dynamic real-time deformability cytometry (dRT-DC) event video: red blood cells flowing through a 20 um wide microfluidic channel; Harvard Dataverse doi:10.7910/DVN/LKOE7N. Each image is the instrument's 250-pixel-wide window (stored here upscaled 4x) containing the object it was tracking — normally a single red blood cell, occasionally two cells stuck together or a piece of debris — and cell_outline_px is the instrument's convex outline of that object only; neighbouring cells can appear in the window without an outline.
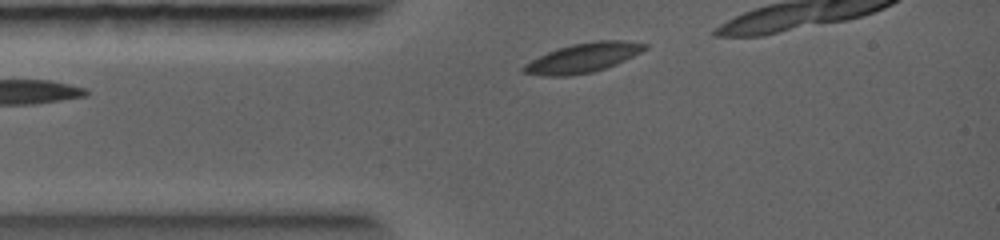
{"species": "common noctule bat (a hibernating species)", "species_latin": "Nyctalus noctula", "temperature_condition": "warm", "stored_images_in_passage": 5, "camera_frame_rate_fps": 5000, "um_per_image_px": 0.085, "animal": {"sex": "female", "body_mass_g": 19.0, "forearm_length_mm": 56.7}, "frame": {"image": 1, "passage_image": 1, "time_ms": 0.0, "image_size_px": [1000, 240], "cell_outline_px": [[648, 48], [616, 64], [592, 72], [568, 76], [544, 76], [524, 72], [520, 68], [524, 64], [548, 52], [572, 44], [596, 40], [624, 40], [648, 44]], "centroid_in_image_um": [49.57, 4.91], "position_along_channel_um": 35.4, "area_um2": 20.52}}